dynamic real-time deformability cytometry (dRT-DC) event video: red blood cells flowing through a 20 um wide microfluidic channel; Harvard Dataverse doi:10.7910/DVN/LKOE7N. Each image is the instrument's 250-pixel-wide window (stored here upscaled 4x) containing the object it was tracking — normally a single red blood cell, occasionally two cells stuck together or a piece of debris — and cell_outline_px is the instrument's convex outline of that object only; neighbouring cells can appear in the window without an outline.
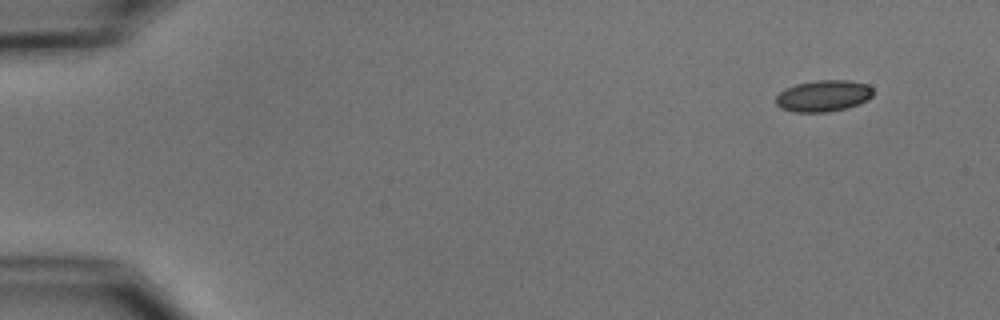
{"species": "common noctule bat (a hibernating species)", "species_latin": "Nyctalus noctula", "temperature_condition": "cold", "stored_images_in_passage": 4, "camera_frame_rate_fps": 3000, "um_per_image_px": 0.085, "animal": {"sex": "male", "body_mass_g": 15.6}, "frame": {"image": 1, "passage_image": 1, "time_ms": 0.0, "image_size_px": [1000, 320], "cell_outline_px": [[872, 96], [868, 100], [844, 108], [828, 112], [792, 112], [780, 108], [776, 104], [776, 96], [780, 92], [796, 84], [816, 80], [848, 80], [868, 84], [872, 88]], "centroid_in_image_um": [69.97, 8.15], "position_along_channel_um": 15.0, "area_um2": 17.74}}
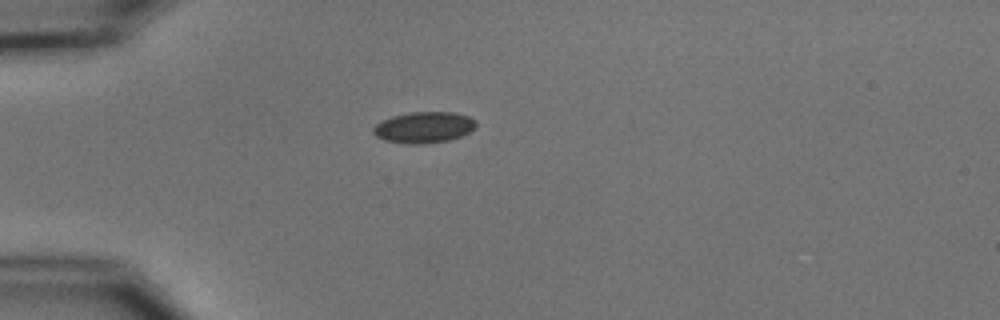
{"frame": {"image": 2, "passage_image": 4, "time_ms": 3.667, "image_size_px": [1000, 320], "cell_outline_px": [[476, 124], [468, 132], [460, 136], [448, 140], [420, 144], [408, 144], [384, 140], [376, 136], [372, 132], [372, 128], [376, 124], [392, 116], [408, 112], [452, 112], [468, 116], [476, 120]], "centroid_in_image_um": [35.99, 10.82], "position_along_channel_um": 49.0, "area_um2": 18.5}}